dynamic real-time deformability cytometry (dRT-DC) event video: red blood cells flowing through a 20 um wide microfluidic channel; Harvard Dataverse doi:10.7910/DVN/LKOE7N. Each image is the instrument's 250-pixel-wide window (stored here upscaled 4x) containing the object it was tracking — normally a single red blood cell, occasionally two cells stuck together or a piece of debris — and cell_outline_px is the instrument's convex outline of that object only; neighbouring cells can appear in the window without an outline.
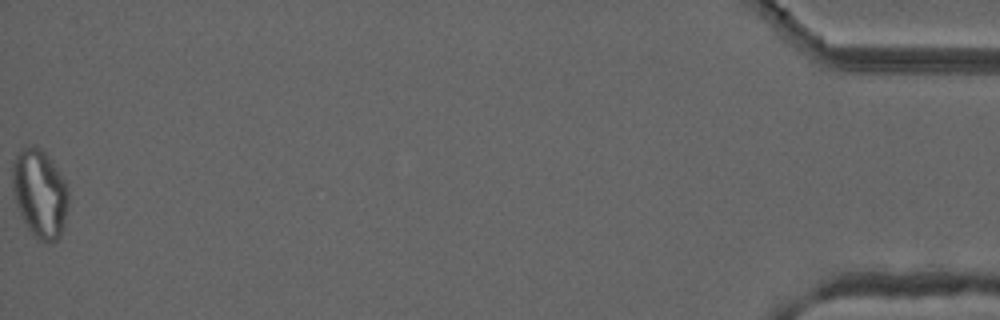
{"species": "common noctule bat (a hibernating species)", "species_latin": "Nyctalus noctula", "temperature_condition": "cold", "stored_images_in_passage": 39, "segment_of_instrument_passage": [2, 2], "camera_frame_rate_fps": 3000, "um_per_image_px": 0.085, "animal": {"sex": "male", "forearm_length_mm": 52.5}, "frame": {"image": 1, "passage_image": 39, "time_ms": 12.667, "image_size_px": [1000, 320], "cell_outline_px": [[68, 204], [64, 224], [60, 236], [52, 244], [44, 244], [28, 228], [16, 204], [12, 184], [12, 164], [20, 148], [32, 144], [36, 144], [44, 152], [68, 180]], "centroid_in_image_um": [3.41, 16.41], "position_along_channel_um": 431.8, "area_um2": 29.25}}